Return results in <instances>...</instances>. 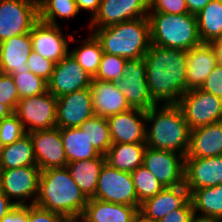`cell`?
<instances>
[{
	"mask_svg": "<svg viewBox=\"0 0 222 222\" xmlns=\"http://www.w3.org/2000/svg\"><path fill=\"white\" fill-rule=\"evenodd\" d=\"M143 58L153 101L157 105L178 104L186 92L187 51L150 43Z\"/></svg>",
	"mask_w": 222,
	"mask_h": 222,
	"instance_id": "1",
	"label": "cell"
},
{
	"mask_svg": "<svg viewBox=\"0 0 222 222\" xmlns=\"http://www.w3.org/2000/svg\"><path fill=\"white\" fill-rule=\"evenodd\" d=\"M88 198L74 182L67 167L42 170L35 205L78 221Z\"/></svg>",
	"mask_w": 222,
	"mask_h": 222,
	"instance_id": "2",
	"label": "cell"
},
{
	"mask_svg": "<svg viewBox=\"0 0 222 222\" xmlns=\"http://www.w3.org/2000/svg\"><path fill=\"white\" fill-rule=\"evenodd\" d=\"M146 147L186 157L191 129L177 104L155 105L146 111Z\"/></svg>",
	"mask_w": 222,
	"mask_h": 222,
	"instance_id": "3",
	"label": "cell"
},
{
	"mask_svg": "<svg viewBox=\"0 0 222 222\" xmlns=\"http://www.w3.org/2000/svg\"><path fill=\"white\" fill-rule=\"evenodd\" d=\"M90 29L100 42L104 53L127 60L143 58L151 43L148 17Z\"/></svg>",
	"mask_w": 222,
	"mask_h": 222,
	"instance_id": "4",
	"label": "cell"
},
{
	"mask_svg": "<svg viewBox=\"0 0 222 222\" xmlns=\"http://www.w3.org/2000/svg\"><path fill=\"white\" fill-rule=\"evenodd\" d=\"M148 19L152 44L188 51L202 43L195 14L149 12Z\"/></svg>",
	"mask_w": 222,
	"mask_h": 222,
	"instance_id": "5",
	"label": "cell"
},
{
	"mask_svg": "<svg viewBox=\"0 0 222 222\" xmlns=\"http://www.w3.org/2000/svg\"><path fill=\"white\" fill-rule=\"evenodd\" d=\"M177 105L191 130L222 121V99L200 88L186 91Z\"/></svg>",
	"mask_w": 222,
	"mask_h": 222,
	"instance_id": "6",
	"label": "cell"
},
{
	"mask_svg": "<svg viewBox=\"0 0 222 222\" xmlns=\"http://www.w3.org/2000/svg\"><path fill=\"white\" fill-rule=\"evenodd\" d=\"M38 20V0L1 1L0 43L11 37L30 33Z\"/></svg>",
	"mask_w": 222,
	"mask_h": 222,
	"instance_id": "7",
	"label": "cell"
},
{
	"mask_svg": "<svg viewBox=\"0 0 222 222\" xmlns=\"http://www.w3.org/2000/svg\"><path fill=\"white\" fill-rule=\"evenodd\" d=\"M93 198L115 204L140 207L131 173L113 168L106 162L101 168Z\"/></svg>",
	"mask_w": 222,
	"mask_h": 222,
	"instance_id": "8",
	"label": "cell"
},
{
	"mask_svg": "<svg viewBox=\"0 0 222 222\" xmlns=\"http://www.w3.org/2000/svg\"><path fill=\"white\" fill-rule=\"evenodd\" d=\"M26 133L56 127L57 97L49 91L20 99L14 112Z\"/></svg>",
	"mask_w": 222,
	"mask_h": 222,
	"instance_id": "9",
	"label": "cell"
},
{
	"mask_svg": "<svg viewBox=\"0 0 222 222\" xmlns=\"http://www.w3.org/2000/svg\"><path fill=\"white\" fill-rule=\"evenodd\" d=\"M40 173L38 166L0 170V189L16 206L34 204L38 195ZM30 198L29 203L27 199Z\"/></svg>",
	"mask_w": 222,
	"mask_h": 222,
	"instance_id": "10",
	"label": "cell"
},
{
	"mask_svg": "<svg viewBox=\"0 0 222 222\" xmlns=\"http://www.w3.org/2000/svg\"><path fill=\"white\" fill-rule=\"evenodd\" d=\"M130 108L147 111L157 105L150 93L146 81V63L144 58L127 60L123 76L116 81Z\"/></svg>",
	"mask_w": 222,
	"mask_h": 222,
	"instance_id": "11",
	"label": "cell"
},
{
	"mask_svg": "<svg viewBox=\"0 0 222 222\" xmlns=\"http://www.w3.org/2000/svg\"><path fill=\"white\" fill-rule=\"evenodd\" d=\"M143 166L163 187L184 185L185 157L177 152L146 147Z\"/></svg>",
	"mask_w": 222,
	"mask_h": 222,
	"instance_id": "12",
	"label": "cell"
},
{
	"mask_svg": "<svg viewBox=\"0 0 222 222\" xmlns=\"http://www.w3.org/2000/svg\"><path fill=\"white\" fill-rule=\"evenodd\" d=\"M93 77L90 76L68 53L56 63L48 81V91L55 97L89 88Z\"/></svg>",
	"mask_w": 222,
	"mask_h": 222,
	"instance_id": "13",
	"label": "cell"
},
{
	"mask_svg": "<svg viewBox=\"0 0 222 222\" xmlns=\"http://www.w3.org/2000/svg\"><path fill=\"white\" fill-rule=\"evenodd\" d=\"M148 0H102L95 16L88 21L90 28H104L137 18L148 17Z\"/></svg>",
	"mask_w": 222,
	"mask_h": 222,
	"instance_id": "14",
	"label": "cell"
},
{
	"mask_svg": "<svg viewBox=\"0 0 222 222\" xmlns=\"http://www.w3.org/2000/svg\"><path fill=\"white\" fill-rule=\"evenodd\" d=\"M64 35L60 25L38 20L30 31L33 51L55 63L69 53L72 34Z\"/></svg>",
	"mask_w": 222,
	"mask_h": 222,
	"instance_id": "15",
	"label": "cell"
},
{
	"mask_svg": "<svg viewBox=\"0 0 222 222\" xmlns=\"http://www.w3.org/2000/svg\"><path fill=\"white\" fill-rule=\"evenodd\" d=\"M31 137L36 164L40 170L65 168L67 158L60 128L37 130L28 133Z\"/></svg>",
	"mask_w": 222,
	"mask_h": 222,
	"instance_id": "16",
	"label": "cell"
},
{
	"mask_svg": "<svg viewBox=\"0 0 222 222\" xmlns=\"http://www.w3.org/2000/svg\"><path fill=\"white\" fill-rule=\"evenodd\" d=\"M94 115L90 87L57 98L56 127L60 129L80 127Z\"/></svg>",
	"mask_w": 222,
	"mask_h": 222,
	"instance_id": "17",
	"label": "cell"
},
{
	"mask_svg": "<svg viewBox=\"0 0 222 222\" xmlns=\"http://www.w3.org/2000/svg\"><path fill=\"white\" fill-rule=\"evenodd\" d=\"M107 121L112 144L146 143V111L130 108Z\"/></svg>",
	"mask_w": 222,
	"mask_h": 222,
	"instance_id": "18",
	"label": "cell"
},
{
	"mask_svg": "<svg viewBox=\"0 0 222 222\" xmlns=\"http://www.w3.org/2000/svg\"><path fill=\"white\" fill-rule=\"evenodd\" d=\"M184 184L189 194L196 189L222 184V155L208 158L185 157Z\"/></svg>",
	"mask_w": 222,
	"mask_h": 222,
	"instance_id": "19",
	"label": "cell"
},
{
	"mask_svg": "<svg viewBox=\"0 0 222 222\" xmlns=\"http://www.w3.org/2000/svg\"><path fill=\"white\" fill-rule=\"evenodd\" d=\"M190 194L184 185L165 187L152 198L140 204L139 220L142 222H158L171 211L180 208Z\"/></svg>",
	"mask_w": 222,
	"mask_h": 222,
	"instance_id": "20",
	"label": "cell"
},
{
	"mask_svg": "<svg viewBox=\"0 0 222 222\" xmlns=\"http://www.w3.org/2000/svg\"><path fill=\"white\" fill-rule=\"evenodd\" d=\"M33 51L30 33L8 38L0 43V72L18 74L30 71L27 66Z\"/></svg>",
	"mask_w": 222,
	"mask_h": 222,
	"instance_id": "21",
	"label": "cell"
},
{
	"mask_svg": "<svg viewBox=\"0 0 222 222\" xmlns=\"http://www.w3.org/2000/svg\"><path fill=\"white\" fill-rule=\"evenodd\" d=\"M90 89L95 115L107 118L130 109L116 82L100 81L93 78Z\"/></svg>",
	"mask_w": 222,
	"mask_h": 222,
	"instance_id": "22",
	"label": "cell"
},
{
	"mask_svg": "<svg viewBox=\"0 0 222 222\" xmlns=\"http://www.w3.org/2000/svg\"><path fill=\"white\" fill-rule=\"evenodd\" d=\"M139 208L90 198L79 222H138Z\"/></svg>",
	"mask_w": 222,
	"mask_h": 222,
	"instance_id": "23",
	"label": "cell"
},
{
	"mask_svg": "<svg viewBox=\"0 0 222 222\" xmlns=\"http://www.w3.org/2000/svg\"><path fill=\"white\" fill-rule=\"evenodd\" d=\"M217 65L213 44L201 43L187 51L186 91L201 88Z\"/></svg>",
	"mask_w": 222,
	"mask_h": 222,
	"instance_id": "24",
	"label": "cell"
},
{
	"mask_svg": "<svg viewBox=\"0 0 222 222\" xmlns=\"http://www.w3.org/2000/svg\"><path fill=\"white\" fill-rule=\"evenodd\" d=\"M222 155V121L192 129L186 157Z\"/></svg>",
	"mask_w": 222,
	"mask_h": 222,
	"instance_id": "25",
	"label": "cell"
},
{
	"mask_svg": "<svg viewBox=\"0 0 222 222\" xmlns=\"http://www.w3.org/2000/svg\"><path fill=\"white\" fill-rule=\"evenodd\" d=\"M105 162V157H96L66 165L72 179L88 199L95 196L99 174Z\"/></svg>",
	"mask_w": 222,
	"mask_h": 222,
	"instance_id": "26",
	"label": "cell"
},
{
	"mask_svg": "<svg viewBox=\"0 0 222 222\" xmlns=\"http://www.w3.org/2000/svg\"><path fill=\"white\" fill-rule=\"evenodd\" d=\"M60 134L67 158V163L105 157L100 154L91 144L88 134L80 127L62 128Z\"/></svg>",
	"mask_w": 222,
	"mask_h": 222,
	"instance_id": "27",
	"label": "cell"
},
{
	"mask_svg": "<svg viewBox=\"0 0 222 222\" xmlns=\"http://www.w3.org/2000/svg\"><path fill=\"white\" fill-rule=\"evenodd\" d=\"M145 143L112 144L105 154L106 163L120 171L132 172L143 165Z\"/></svg>",
	"mask_w": 222,
	"mask_h": 222,
	"instance_id": "28",
	"label": "cell"
},
{
	"mask_svg": "<svg viewBox=\"0 0 222 222\" xmlns=\"http://www.w3.org/2000/svg\"><path fill=\"white\" fill-rule=\"evenodd\" d=\"M202 43L212 44L222 39V0H211L196 14Z\"/></svg>",
	"mask_w": 222,
	"mask_h": 222,
	"instance_id": "29",
	"label": "cell"
},
{
	"mask_svg": "<svg viewBox=\"0 0 222 222\" xmlns=\"http://www.w3.org/2000/svg\"><path fill=\"white\" fill-rule=\"evenodd\" d=\"M23 166H37L33 143L28 133L14 143L3 146L0 151V170Z\"/></svg>",
	"mask_w": 222,
	"mask_h": 222,
	"instance_id": "30",
	"label": "cell"
},
{
	"mask_svg": "<svg viewBox=\"0 0 222 222\" xmlns=\"http://www.w3.org/2000/svg\"><path fill=\"white\" fill-rule=\"evenodd\" d=\"M74 38L73 35L70 44L80 42V45L71 49L69 53L94 78L99 70L101 58L104 54L101 44L91 32L84 40L81 38L75 41Z\"/></svg>",
	"mask_w": 222,
	"mask_h": 222,
	"instance_id": "31",
	"label": "cell"
},
{
	"mask_svg": "<svg viewBox=\"0 0 222 222\" xmlns=\"http://www.w3.org/2000/svg\"><path fill=\"white\" fill-rule=\"evenodd\" d=\"M190 199L196 216L222 218V184L196 189L190 194Z\"/></svg>",
	"mask_w": 222,
	"mask_h": 222,
	"instance_id": "32",
	"label": "cell"
},
{
	"mask_svg": "<svg viewBox=\"0 0 222 222\" xmlns=\"http://www.w3.org/2000/svg\"><path fill=\"white\" fill-rule=\"evenodd\" d=\"M39 20L58 25L57 18L66 20L79 14L75 0H38Z\"/></svg>",
	"mask_w": 222,
	"mask_h": 222,
	"instance_id": "33",
	"label": "cell"
},
{
	"mask_svg": "<svg viewBox=\"0 0 222 222\" xmlns=\"http://www.w3.org/2000/svg\"><path fill=\"white\" fill-rule=\"evenodd\" d=\"M80 128L86 131L92 146L105 155L112 145L107 118L94 115L84 121Z\"/></svg>",
	"mask_w": 222,
	"mask_h": 222,
	"instance_id": "34",
	"label": "cell"
},
{
	"mask_svg": "<svg viewBox=\"0 0 222 222\" xmlns=\"http://www.w3.org/2000/svg\"><path fill=\"white\" fill-rule=\"evenodd\" d=\"M131 176L139 204L152 198L165 188L143 165L132 171Z\"/></svg>",
	"mask_w": 222,
	"mask_h": 222,
	"instance_id": "35",
	"label": "cell"
},
{
	"mask_svg": "<svg viewBox=\"0 0 222 222\" xmlns=\"http://www.w3.org/2000/svg\"><path fill=\"white\" fill-rule=\"evenodd\" d=\"M9 75L13 77L19 99L33 97L48 91V82L30 71Z\"/></svg>",
	"mask_w": 222,
	"mask_h": 222,
	"instance_id": "36",
	"label": "cell"
},
{
	"mask_svg": "<svg viewBox=\"0 0 222 222\" xmlns=\"http://www.w3.org/2000/svg\"><path fill=\"white\" fill-rule=\"evenodd\" d=\"M127 59L104 53L99 70L94 79L100 81L116 82L123 76V68Z\"/></svg>",
	"mask_w": 222,
	"mask_h": 222,
	"instance_id": "37",
	"label": "cell"
},
{
	"mask_svg": "<svg viewBox=\"0 0 222 222\" xmlns=\"http://www.w3.org/2000/svg\"><path fill=\"white\" fill-rule=\"evenodd\" d=\"M25 134L23 124L15 113L0 120V140L3 146L14 143Z\"/></svg>",
	"mask_w": 222,
	"mask_h": 222,
	"instance_id": "38",
	"label": "cell"
},
{
	"mask_svg": "<svg viewBox=\"0 0 222 222\" xmlns=\"http://www.w3.org/2000/svg\"><path fill=\"white\" fill-rule=\"evenodd\" d=\"M19 100L13 77L0 72V103L7 105L15 112Z\"/></svg>",
	"mask_w": 222,
	"mask_h": 222,
	"instance_id": "39",
	"label": "cell"
},
{
	"mask_svg": "<svg viewBox=\"0 0 222 222\" xmlns=\"http://www.w3.org/2000/svg\"><path fill=\"white\" fill-rule=\"evenodd\" d=\"M55 65V62L42 57L39 53H36L35 51H32L29 54V58L27 60V66L29 67L30 72L43 78L47 82L51 78Z\"/></svg>",
	"mask_w": 222,
	"mask_h": 222,
	"instance_id": "40",
	"label": "cell"
},
{
	"mask_svg": "<svg viewBox=\"0 0 222 222\" xmlns=\"http://www.w3.org/2000/svg\"><path fill=\"white\" fill-rule=\"evenodd\" d=\"M149 12L184 14L189 13L185 0H148Z\"/></svg>",
	"mask_w": 222,
	"mask_h": 222,
	"instance_id": "41",
	"label": "cell"
},
{
	"mask_svg": "<svg viewBox=\"0 0 222 222\" xmlns=\"http://www.w3.org/2000/svg\"><path fill=\"white\" fill-rule=\"evenodd\" d=\"M28 222H69V220L60 213L31 204L28 205Z\"/></svg>",
	"mask_w": 222,
	"mask_h": 222,
	"instance_id": "42",
	"label": "cell"
},
{
	"mask_svg": "<svg viewBox=\"0 0 222 222\" xmlns=\"http://www.w3.org/2000/svg\"><path fill=\"white\" fill-rule=\"evenodd\" d=\"M194 216L193 204L189 198L180 208L171 211L158 222H191Z\"/></svg>",
	"mask_w": 222,
	"mask_h": 222,
	"instance_id": "43",
	"label": "cell"
},
{
	"mask_svg": "<svg viewBox=\"0 0 222 222\" xmlns=\"http://www.w3.org/2000/svg\"><path fill=\"white\" fill-rule=\"evenodd\" d=\"M200 89L222 99V67L216 65Z\"/></svg>",
	"mask_w": 222,
	"mask_h": 222,
	"instance_id": "44",
	"label": "cell"
},
{
	"mask_svg": "<svg viewBox=\"0 0 222 222\" xmlns=\"http://www.w3.org/2000/svg\"><path fill=\"white\" fill-rule=\"evenodd\" d=\"M0 222H28V205L15 206Z\"/></svg>",
	"mask_w": 222,
	"mask_h": 222,
	"instance_id": "45",
	"label": "cell"
},
{
	"mask_svg": "<svg viewBox=\"0 0 222 222\" xmlns=\"http://www.w3.org/2000/svg\"><path fill=\"white\" fill-rule=\"evenodd\" d=\"M101 1L102 0H75L79 12L82 10L83 12L91 13L90 19L98 12Z\"/></svg>",
	"mask_w": 222,
	"mask_h": 222,
	"instance_id": "46",
	"label": "cell"
},
{
	"mask_svg": "<svg viewBox=\"0 0 222 222\" xmlns=\"http://www.w3.org/2000/svg\"><path fill=\"white\" fill-rule=\"evenodd\" d=\"M16 205L0 189V220Z\"/></svg>",
	"mask_w": 222,
	"mask_h": 222,
	"instance_id": "47",
	"label": "cell"
},
{
	"mask_svg": "<svg viewBox=\"0 0 222 222\" xmlns=\"http://www.w3.org/2000/svg\"><path fill=\"white\" fill-rule=\"evenodd\" d=\"M189 13L197 14L201 11L211 0H185Z\"/></svg>",
	"mask_w": 222,
	"mask_h": 222,
	"instance_id": "48",
	"label": "cell"
},
{
	"mask_svg": "<svg viewBox=\"0 0 222 222\" xmlns=\"http://www.w3.org/2000/svg\"><path fill=\"white\" fill-rule=\"evenodd\" d=\"M217 55V65L222 67V39L212 43Z\"/></svg>",
	"mask_w": 222,
	"mask_h": 222,
	"instance_id": "49",
	"label": "cell"
},
{
	"mask_svg": "<svg viewBox=\"0 0 222 222\" xmlns=\"http://www.w3.org/2000/svg\"><path fill=\"white\" fill-rule=\"evenodd\" d=\"M12 113L14 112L7 105L0 103V120L9 117Z\"/></svg>",
	"mask_w": 222,
	"mask_h": 222,
	"instance_id": "50",
	"label": "cell"
},
{
	"mask_svg": "<svg viewBox=\"0 0 222 222\" xmlns=\"http://www.w3.org/2000/svg\"><path fill=\"white\" fill-rule=\"evenodd\" d=\"M191 222H221L220 219L217 218H205V217H199V216H194L192 218Z\"/></svg>",
	"mask_w": 222,
	"mask_h": 222,
	"instance_id": "51",
	"label": "cell"
},
{
	"mask_svg": "<svg viewBox=\"0 0 222 222\" xmlns=\"http://www.w3.org/2000/svg\"><path fill=\"white\" fill-rule=\"evenodd\" d=\"M2 148H3V145H2L1 140H0V151H1Z\"/></svg>",
	"mask_w": 222,
	"mask_h": 222,
	"instance_id": "52",
	"label": "cell"
}]
</instances>
